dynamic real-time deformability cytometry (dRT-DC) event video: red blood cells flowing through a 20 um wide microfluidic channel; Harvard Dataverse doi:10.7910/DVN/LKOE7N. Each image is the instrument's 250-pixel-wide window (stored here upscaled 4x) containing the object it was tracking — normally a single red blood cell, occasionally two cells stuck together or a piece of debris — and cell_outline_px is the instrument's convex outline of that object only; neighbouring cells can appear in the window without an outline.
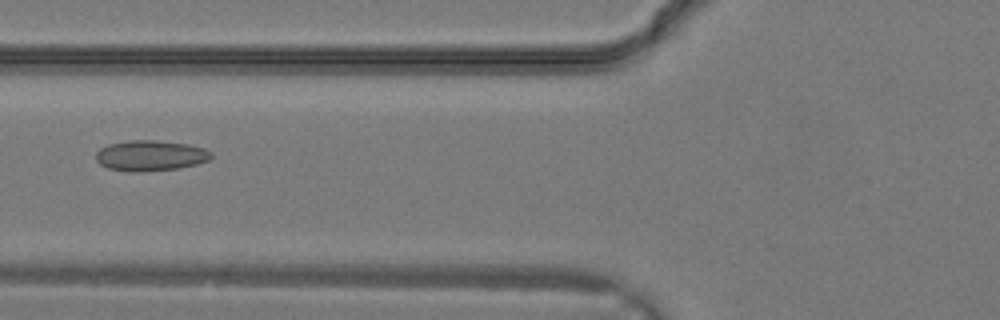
{"species": "common noctule bat (a hibernating species)", "species_latin": "Nyctalus noctula", "temperature_condition": "warm", "stored_images_in_passage": 9, "camera_frame_rate_fps": 3000, "um_per_image_px": 0.085, "animal": {"sex": "male", "body_mass_g": 19.2, "forearm_length_mm": 51.8}, "frame": {"image": 1, "passage_image": 4, "time_ms": 1.0, "image_size_px": [1000, 320], "cell_outline_px": [[212, 156], [208, 160], [196, 164], [180, 168], [136, 172], [132, 172], [108, 168], [100, 164], [96, 160], [96, 152], [100, 148], [108, 144], [132, 140], [156, 140], [188, 144], [204, 148], [212, 152]], "centroid_in_image_um": [12.78, 13.22], "position_along_channel_um": 113.0, "area_um2": 20.52}}
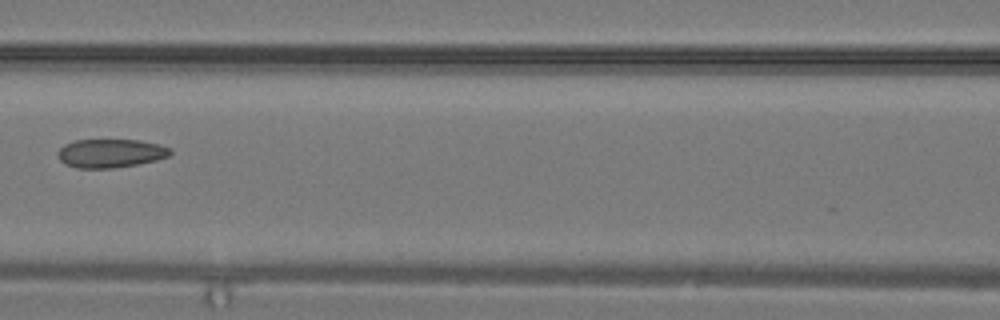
{"frame": {"image": 2, "passage_image": 6, "time_ms": 1.667, "image_size_px": [1000, 320], "cell_outline_px": [[172, 152], [168, 156], [156, 160], [136, 164], [112, 168], [76, 168], [64, 164], [56, 156], [56, 152], [64, 144], [76, 140], [140, 140], [160, 144], [172, 148]], "centroid_in_image_um": [9.37, 13.02], "position_along_channel_um": 157.2, "area_um2": 18.9}}
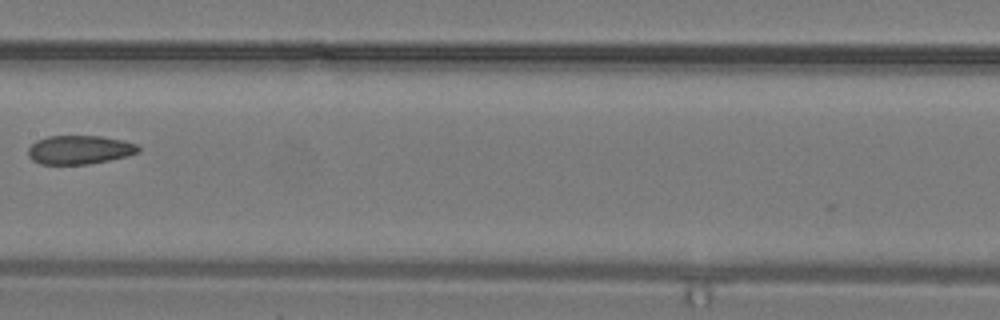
{"frame": {"image": 3, "passage_image": 8, "time_ms": 2.333, "image_size_px": [1000, 320], "cell_outline_px": [[140, 152], [128, 156], [88, 164], [40, 164], [32, 160], [28, 156], [28, 148], [36, 140], [48, 136], [100, 136], [124, 140], [136, 144], [140, 148]], "centroid_in_image_um": [6.76, 12.73], "position_along_channel_um": 200.6, "area_um2": 18.55}}